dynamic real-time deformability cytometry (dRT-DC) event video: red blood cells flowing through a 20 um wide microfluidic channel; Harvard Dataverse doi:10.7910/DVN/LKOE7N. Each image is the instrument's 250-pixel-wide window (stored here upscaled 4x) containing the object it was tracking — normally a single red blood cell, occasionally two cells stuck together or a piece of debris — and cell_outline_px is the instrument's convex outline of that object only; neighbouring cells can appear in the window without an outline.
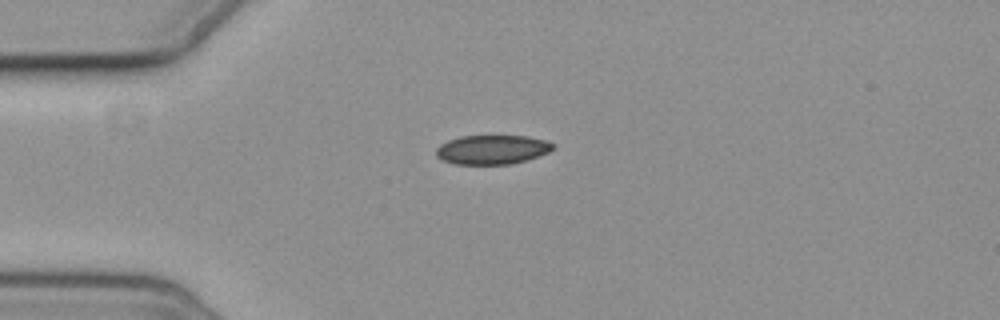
{"species": "common noctule bat (a hibernating species)", "species_latin": "Nyctalus noctula", "temperature_condition": "cold", "stored_images_in_passage": 5, "camera_frame_rate_fps": 3000, "um_per_image_px": 0.085, "animal": {"sex": "female", "body_mass_g": 19.3, "forearm_length_mm": 54.1}, "frame": {"image": 1, "passage_image": 5, "time_ms": 5.667, "image_size_px": [1000, 320], "cell_outline_px": [[556, 148], [548, 152], [512, 164], [456, 164], [440, 160], [436, 156], [436, 148], [440, 144], [448, 140], [460, 136], [528, 136], [544, 140], [556, 144]], "centroid_in_image_um": [41.81, 12.71], "position_along_channel_um": 43.2, "area_um2": 19.94}}